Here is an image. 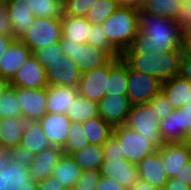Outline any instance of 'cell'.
<instances>
[{
    "label": "cell",
    "instance_id": "obj_1",
    "mask_svg": "<svg viewBox=\"0 0 191 190\" xmlns=\"http://www.w3.org/2000/svg\"><path fill=\"white\" fill-rule=\"evenodd\" d=\"M138 33L123 52L153 51L159 54L182 46V29L176 21L158 17L138 7Z\"/></svg>",
    "mask_w": 191,
    "mask_h": 190
},
{
    "label": "cell",
    "instance_id": "obj_2",
    "mask_svg": "<svg viewBox=\"0 0 191 190\" xmlns=\"http://www.w3.org/2000/svg\"><path fill=\"white\" fill-rule=\"evenodd\" d=\"M182 49L155 54L153 51L122 52L120 58L133 70L161 82L179 76Z\"/></svg>",
    "mask_w": 191,
    "mask_h": 190
},
{
    "label": "cell",
    "instance_id": "obj_3",
    "mask_svg": "<svg viewBox=\"0 0 191 190\" xmlns=\"http://www.w3.org/2000/svg\"><path fill=\"white\" fill-rule=\"evenodd\" d=\"M108 42L121 54L138 33V6L121 4L102 23Z\"/></svg>",
    "mask_w": 191,
    "mask_h": 190
},
{
    "label": "cell",
    "instance_id": "obj_4",
    "mask_svg": "<svg viewBox=\"0 0 191 190\" xmlns=\"http://www.w3.org/2000/svg\"><path fill=\"white\" fill-rule=\"evenodd\" d=\"M60 48L65 57L74 61L80 73L93 71L107 64L112 57L100 48L92 45L77 44L65 37H61Z\"/></svg>",
    "mask_w": 191,
    "mask_h": 190
},
{
    "label": "cell",
    "instance_id": "obj_5",
    "mask_svg": "<svg viewBox=\"0 0 191 190\" xmlns=\"http://www.w3.org/2000/svg\"><path fill=\"white\" fill-rule=\"evenodd\" d=\"M124 125L142 135L156 149L164 144L159 133L160 119L149 103L132 105Z\"/></svg>",
    "mask_w": 191,
    "mask_h": 190
},
{
    "label": "cell",
    "instance_id": "obj_6",
    "mask_svg": "<svg viewBox=\"0 0 191 190\" xmlns=\"http://www.w3.org/2000/svg\"><path fill=\"white\" fill-rule=\"evenodd\" d=\"M61 37V19L34 18L20 41L33 53L40 48L59 43Z\"/></svg>",
    "mask_w": 191,
    "mask_h": 190
},
{
    "label": "cell",
    "instance_id": "obj_7",
    "mask_svg": "<svg viewBox=\"0 0 191 190\" xmlns=\"http://www.w3.org/2000/svg\"><path fill=\"white\" fill-rule=\"evenodd\" d=\"M112 135L118 140L124 159L131 164L137 165L143 158L157 150L142 135L127 128L125 125L114 126Z\"/></svg>",
    "mask_w": 191,
    "mask_h": 190
},
{
    "label": "cell",
    "instance_id": "obj_8",
    "mask_svg": "<svg viewBox=\"0 0 191 190\" xmlns=\"http://www.w3.org/2000/svg\"><path fill=\"white\" fill-rule=\"evenodd\" d=\"M128 88L126 96L132 105L145 104L161 91V81L142 74L127 65Z\"/></svg>",
    "mask_w": 191,
    "mask_h": 190
},
{
    "label": "cell",
    "instance_id": "obj_9",
    "mask_svg": "<svg viewBox=\"0 0 191 190\" xmlns=\"http://www.w3.org/2000/svg\"><path fill=\"white\" fill-rule=\"evenodd\" d=\"M190 127L191 106L185 104L160 120L159 133L164 143L185 142Z\"/></svg>",
    "mask_w": 191,
    "mask_h": 190
},
{
    "label": "cell",
    "instance_id": "obj_10",
    "mask_svg": "<svg viewBox=\"0 0 191 190\" xmlns=\"http://www.w3.org/2000/svg\"><path fill=\"white\" fill-rule=\"evenodd\" d=\"M30 181L27 159L9 154L3 165V173L0 175V190H21L24 184Z\"/></svg>",
    "mask_w": 191,
    "mask_h": 190
},
{
    "label": "cell",
    "instance_id": "obj_11",
    "mask_svg": "<svg viewBox=\"0 0 191 190\" xmlns=\"http://www.w3.org/2000/svg\"><path fill=\"white\" fill-rule=\"evenodd\" d=\"M16 96L20 105L22 119L25 121H39L46 111V88L27 89L16 88Z\"/></svg>",
    "mask_w": 191,
    "mask_h": 190
},
{
    "label": "cell",
    "instance_id": "obj_12",
    "mask_svg": "<svg viewBox=\"0 0 191 190\" xmlns=\"http://www.w3.org/2000/svg\"><path fill=\"white\" fill-rule=\"evenodd\" d=\"M108 76L109 62L93 71L81 73V79L77 86L79 95L98 103L108 90Z\"/></svg>",
    "mask_w": 191,
    "mask_h": 190
},
{
    "label": "cell",
    "instance_id": "obj_13",
    "mask_svg": "<svg viewBox=\"0 0 191 190\" xmlns=\"http://www.w3.org/2000/svg\"><path fill=\"white\" fill-rule=\"evenodd\" d=\"M7 85L14 88H27L30 90L46 88L47 82L44 67L31 55L14 74Z\"/></svg>",
    "mask_w": 191,
    "mask_h": 190
},
{
    "label": "cell",
    "instance_id": "obj_14",
    "mask_svg": "<svg viewBox=\"0 0 191 190\" xmlns=\"http://www.w3.org/2000/svg\"><path fill=\"white\" fill-rule=\"evenodd\" d=\"M44 70L47 86H78L81 79V73L74 61L67 57H64L61 62L48 64Z\"/></svg>",
    "mask_w": 191,
    "mask_h": 190
},
{
    "label": "cell",
    "instance_id": "obj_15",
    "mask_svg": "<svg viewBox=\"0 0 191 190\" xmlns=\"http://www.w3.org/2000/svg\"><path fill=\"white\" fill-rule=\"evenodd\" d=\"M132 104L127 96H104L98 103V115L112 127L124 125Z\"/></svg>",
    "mask_w": 191,
    "mask_h": 190
},
{
    "label": "cell",
    "instance_id": "obj_16",
    "mask_svg": "<svg viewBox=\"0 0 191 190\" xmlns=\"http://www.w3.org/2000/svg\"><path fill=\"white\" fill-rule=\"evenodd\" d=\"M156 151L162 159L168 178H174L182 165L191 159V148L186 142L164 143Z\"/></svg>",
    "mask_w": 191,
    "mask_h": 190
},
{
    "label": "cell",
    "instance_id": "obj_17",
    "mask_svg": "<svg viewBox=\"0 0 191 190\" xmlns=\"http://www.w3.org/2000/svg\"><path fill=\"white\" fill-rule=\"evenodd\" d=\"M50 146L39 122L26 121L19 147L14 154L27 159Z\"/></svg>",
    "mask_w": 191,
    "mask_h": 190
},
{
    "label": "cell",
    "instance_id": "obj_18",
    "mask_svg": "<svg viewBox=\"0 0 191 190\" xmlns=\"http://www.w3.org/2000/svg\"><path fill=\"white\" fill-rule=\"evenodd\" d=\"M62 154V148L50 146L39 154L27 158L28 172L31 180L38 182L51 176V173Z\"/></svg>",
    "mask_w": 191,
    "mask_h": 190
},
{
    "label": "cell",
    "instance_id": "obj_19",
    "mask_svg": "<svg viewBox=\"0 0 191 190\" xmlns=\"http://www.w3.org/2000/svg\"><path fill=\"white\" fill-rule=\"evenodd\" d=\"M100 173L129 190L139 180L136 165L125 159H104Z\"/></svg>",
    "mask_w": 191,
    "mask_h": 190
},
{
    "label": "cell",
    "instance_id": "obj_20",
    "mask_svg": "<svg viewBox=\"0 0 191 190\" xmlns=\"http://www.w3.org/2000/svg\"><path fill=\"white\" fill-rule=\"evenodd\" d=\"M3 3L11 22L13 38L20 40L34 19L29 0H5Z\"/></svg>",
    "mask_w": 191,
    "mask_h": 190
},
{
    "label": "cell",
    "instance_id": "obj_21",
    "mask_svg": "<svg viewBox=\"0 0 191 190\" xmlns=\"http://www.w3.org/2000/svg\"><path fill=\"white\" fill-rule=\"evenodd\" d=\"M31 55L20 40H14L0 58V81L7 84Z\"/></svg>",
    "mask_w": 191,
    "mask_h": 190
},
{
    "label": "cell",
    "instance_id": "obj_22",
    "mask_svg": "<svg viewBox=\"0 0 191 190\" xmlns=\"http://www.w3.org/2000/svg\"><path fill=\"white\" fill-rule=\"evenodd\" d=\"M38 122L49 144L63 148L71 123L68 116L60 113H47Z\"/></svg>",
    "mask_w": 191,
    "mask_h": 190
},
{
    "label": "cell",
    "instance_id": "obj_23",
    "mask_svg": "<svg viewBox=\"0 0 191 190\" xmlns=\"http://www.w3.org/2000/svg\"><path fill=\"white\" fill-rule=\"evenodd\" d=\"M138 179L152 187L162 190L168 176L164 169L162 159L157 151L143 158L137 165Z\"/></svg>",
    "mask_w": 191,
    "mask_h": 190
},
{
    "label": "cell",
    "instance_id": "obj_24",
    "mask_svg": "<svg viewBox=\"0 0 191 190\" xmlns=\"http://www.w3.org/2000/svg\"><path fill=\"white\" fill-rule=\"evenodd\" d=\"M79 95L78 87L47 86L46 87V111L47 113L67 114L72 101Z\"/></svg>",
    "mask_w": 191,
    "mask_h": 190
},
{
    "label": "cell",
    "instance_id": "obj_25",
    "mask_svg": "<svg viewBox=\"0 0 191 190\" xmlns=\"http://www.w3.org/2000/svg\"><path fill=\"white\" fill-rule=\"evenodd\" d=\"M161 92L174 109H180L191 99V83L176 76L161 83Z\"/></svg>",
    "mask_w": 191,
    "mask_h": 190
},
{
    "label": "cell",
    "instance_id": "obj_26",
    "mask_svg": "<svg viewBox=\"0 0 191 190\" xmlns=\"http://www.w3.org/2000/svg\"><path fill=\"white\" fill-rule=\"evenodd\" d=\"M25 123L26 121L22 118L0 119V143L9 154L17 151Z\"/></svg>",
    "mask_w": 191,
    "mask_h": 190
},
{
    "label": "cell",
    "instance_id": "obj_27",
    "mask_svg": "<svg viewBox=\"0 0 191 190\" xmlns=\"http://www.w3.org/2000/svg\"><path fill=\"white\" fill-rule=\"evenodd\" d=\"M79 168L71 155L62 154L54 167L51 176L55 178L65 189H74L76 182L81 177Z\"/></svg>",
    "mask_w": 191,
    "mask_h": 190
},
{
    "label": "cell",
    "instance_id": "obj_28",
    "mask_svg": "<svg viewBox=\"0 0 191 190\" xmlns=\"http://www.w3.org/2000/svg\"><path fill=\"white\" fill-rule=\"evenodd\" d=\"M128 88L127 64L119 57L109 61V76L105 96H126Z\"/></svg>",
    "mask_w": 191,
    "mask_h": 190
},
{
    "label": "cell",
    "instance_id": "obj_29",
    "mask_svg": "<svg viewBox=\"0 0 191 190\" xmlns=\"http://www.w3.org/2000/svg\"><path fill=\"white\" fill-rule=\"evenodd\" d=\"M181 6L178 0H144L139 8L146 13L178 22Z\"/></svg>",
    "mask_w": 191,
    "mask_h": 190
},
{
    "label": "cell",
    "instance_id": "obj_30",
    "mask_svg": "<svg viewBox=\"0 0 191 190\" xmlns=\"http://www.w3.org/2000/svg\"><path fill=\"white\" fill-rule=\"evenodd\" d=\"M62 36L66 39L76 42L77 44L87 43L90 23L85 17H71L63 15Z\"/></svg>",
    "mask_w": 191,
    "mask_h": 190
},
{
    "label": "cell",
    "instance_id": "obj_31",
    "mask_svg": "<svg viewBox=\"0 0 191 190\" xmlns=\"http://www.w3.org/2000/svg\"><path fill=\"white\" fill-rule=\"evenodd\" d=\"M82 172L100 171L103 159L102 145L88 144L82 150L71 154Z\"/></svg>",
    "mask_w": 191,
    "mask_h": 190
},
{
    "label": "cell",
    "instance_id": "obj_32",
    "mask_svg": "<svg viewBox=\"0 0 191 190\" xmlns=\"http://www.w3.org/2000/svg\"><path fill=\"white\" fill-rule=\"evenodd\" d=\"M85 137L89 144L103 145L112 135V126L97 116L82 123Z\"/></svg>",
    "mask_w": 191,
    "mask_h": 190
},
{
    "label": "cell",
    "instance_id": "obj_33",
    "mask_svg": "<svg viewBox=\"0 0 191 190\" xmlns=\"http://www.w3.org/2000/svg\"><path fill=\"white\" fill-rule=\"evenodd\" d=\"M72 122L84 123L98 115L97 103L78 95L66 114Z\"/></svg>",
    "mask_w": 191,
    "mask_h": 190
},
{
    "label": "cell",
    "instance_id": "obj_34",
    "mask_svg": "<svg viewBox=\"0 0 191 190\" xmlns=\"http://www.w3.org/2000/svg\"><path fill=\"white\" fill-rule=\"evenodd\" d=\"M34 18L61 19L64 15L62 0H29Z\"/></svg>",
    "mask_w": 191,
    "mask_h": 190
},
{
    "label": "cell",
    "instance_id": "obj_35",
    "mask_svg": "<svg viewBox=\"0 0 191 190\" xmlns=\"http://www.w3.org/2000/svg\"><path fill=\"white\" fill-rule=\"evenodd\" d=\"M121 0H98L85 16L90 25H99L106 21L118 7Z\"/></svg>",
    "mask_w": 191,
    "mask_h": 190
},
{
    "label": "cell",
    "instance_id": "obj_36",
    "mask_svg": "<svg viewBox=\"0 0 191 190\" xmlns=\"http://www.w3.org/2000/svg\"><path fill=\"white\" fill-rule=\"evenodd\" d=\"M22 118L19 102L16 96V88L7 84L0 92V119Z\"/></svg>",
    "mask_w": 191,
    "mask_h": 190
},
{
    "label": "cell",
    "instance_id": "obj_37",
    "mask_svg": "<svg viewBox=\"0 0 191 190\" xmlns=\"http://www.w3.org/2000/svg\"><path fill=\"white\" fill-rule=\"evenodd\" d=\"M89 143L85 137L82 123L72 122L69 126L67 139L62 151L64 154L71 155L74 152L82 150Z\"/></svg>",
    "mask_w": 191,
    "mask_h": 190
},
{
    "label": "cell",
    "instance_id": "obj_38",
    "mask_svg": "<svg viewBox=\"0 0 191 190\" xmlns=\"http://www.w3.org/2000/svg\"><path fill=\"white\" fill-rule=\"evenodd\" d=\"M88 35V45L104 50L112 58L120 57V53L108 42L107 36L104 34L102 24L90 25Z\"/></svg>",
    "mask_w": 191,
    "mask_h": 190
},
{
    "label": "cell",
    "instance_id": "obj_39",
    "mask_svg": "<svg viewBox=\"0 0 191 190\" xmlns=\"http://www.w3.org/2000/svg\"><path fill=\"white\" fill-rule=\"evenodd\" d=\"M32 55L42 67H46L50 63L61 62L65 57L60 48V42L40 48L34 51Z\"/></svg>",
    "mask_w": 191,
    "mask_h": 190
},
{
    "label": "cell",
    "instance_id": "obj_40",
    "mask_svg": "<svg viewBox=\"0 0 191 190\" xmlns=\"http://www.w3.org/2000/svg\"><path fill=\"white\" fill-rule=\"evenodd\" d=\"M98 0H65L63 2L64 15L71 17H85L87 12Z\"/></svg>",
    "mask_w": 191,
    "mask_h": 190
},
{
    "label": "cell",
    "instance_id": "obj_41",
    "mask_svg": "<svg viewBox=\"0 0 191 190\" xmlns=\"http://www.w3.org/2000/svg\"><path fill=\"white\" fill-rule=\"evenodd\" d=\"M148 103L157 113L160 120L166 118L168 114H171L174 111V108L170 105L161 91L154 95Z\"/></svg>",
    "mask_w": 191,
    "mask_h": 190
},
{
    "label": "cell",
    "instance_id": "obj_42",
    "mask_svg": "<svg viewBox=\"0 0 191 190\" xmlns=\"http://www.w3.org/2000/svg\"><path fill=\"white\" fill-rule=\"evenodd\" d=\"M101 177L100 171H85L76 182L74 190H95V187Z\"/></svg>",
    "mask_w": 191,
    "mask_h": 190
},
{
    "label": "cell",
    "instance_id": "obj_43",
    "mask_svg": "<svg viewBox=\"0 0 191 190\" xmlns=\"http://www.w3.org/2000/svg\"><path fill=\"white\" fill-rule=\"evenodd\" d=\"M103 159H124L118 140L111 135L102 145Z\"/></svg>",
    "mask_w": 191,
    "mask_h": 190
},
{
    "label": "cell",
    "instance_id": "obj_44",
    "mask_svg": "<svg viewBox=\"0 0 191 190\" xmlns=\"http://www.w3.org/2000/svg\"><path fill=\"white\" fill-rule=\"evenodd\" d=\"M0 35L13 37L11 22L6 14L3 2H0Z\"/></svg>",
    "mask_w": 191,
    "mask_h": 190
},
{
    "label": "cell",
    "instance_id": "obj_45",
    "mask_svg": "<svg viewBox=\"0 0 191 190\" xmlns=\"http://www.w3.org/2000/svg\"><path fill=\"white\" fill-rule=\"evenodd\" d=\"M181 16L177 24L181 29L185 27H191V0L182 4L181 6Z\"/></svg>",
    "mask_w": 191,
    "mask_h": 190
},
{
    "label": "cell",
    "instance_id": "obj_46",
    "mask_svg": "<svg viewBox=\"0 0 191 190\" xmlns=\"http://www.w3.org/2000/svg\"><path fill=\"white\" fill-rule=\"evenodd\" d=\"M179 76L191 83V56L182 53Z\"/></svg>",
    "mask_w": 191,
    "mask_h": 190
},
{
    "label": "cell",
    "instance_id": "obj_47",
    "mask_svg": "<svg viewBox=\"0 0 191 190\" xmlns=\"http://www.w3.org/2000/svg\"><path fill=\"white\" fill-rule=\"evenodd\" d=\"M95 190H129L110 178L100 177Z\"/></svg>",
    "mask_w": 191,
    "mask_h": 190
},
{
    "label": "cell",
    "instance_id": "obj_48",
    "mask_svg": "<svg viewBox=\"0 0 191 190\" xmlns=\"http://www.w3.org/2000/svg\"><path fill=\"white\" fill-rule=\"evenodd\" d=\"M38 190H66L55 178L48 176L37 182Z\"/></svg>",
    "mask_w": 191,
    "mask_h": 190
},
{
    "label": "cell",
    "instance_id": "obj_49",
    "mask_svg": "<svg viewBox=\"0 0 191 190\" xmlns=\"http://www.w3.org/2000/svg\"><path fill=\"white\" fill-rule=\"evenodd\" d=\"M174 178L191 188V159L185 165H182V168Z\"/></svg>",
    "mask_w": 191,
    "mask_h": 190
},
{
    "label": "cell",
    "instance_id": "obj_50",
    "mask_svg": "<svg viewBox=\"0 0 191 190\" xmlns=\"http://www.w3.org/2000/svg\"><path fill=\"white\" fill-rule=\"evenodd\" d=\"M182 53L191 56V27H185L182 29Z\"/></svg>",
    "mask_w": 191,
    "mask_h": 190
},
{
    "label": "cell",
    "instance_id": "obj_51",
    "mask_svg": "<svg viewBox=\"0 0 191 190\" xmlns=\"http://www.w3.org/2000/svg\"><path fill=\"white\" fill-rule=\"evenodd\" d=\"M162 190H191V188L180 180L169 178Z\"/></svg>",
    "mask_w": 191,
    "mask_h": 190
},
{
    "label": "cell",
    "instance_id": "obj_52",
    "mask_svg": "<svg viewBox=\"0 0 191 190\" xmlns=\"http://www.w3.org/2000/svg\"><path fill=\"white\" fill-rule=\"evenodd\" d=\"M15 39L13 37L0 35V58L3 57L7 48L12 44Z\"/></svg>",
    "mask_w": 191,
    "mask_h": 190
},
{
    "label": "cell",
    "instance_id": "obj_53",
    "mask_svg": "<svg viewBox=\"0 0 191 190\" xmlns=\"http://www.w3.org/2000/svg\"><path fill=\"white\" fill-rule=\"evenodd\" d=\"M130 190H158V189L152 187L146 182L138 180L137 183H135Z\"/></svg>",
    "mask_w": 191,
    "mask_h": 190
},
{
    "label": "cell",
    "instance_id": "obj_54",
    "mask_svg": "<svg viewBox=\"0 0 191 190\" xmlns=\"http://www.w3.org/2000/svg\"><path fill=\"white\" fill-rule=\"evenodd\" d=\"M8 155L9 153L3 148L2 144L0 143V166L4 165Z\"/></svg>",
    "mask_w": 191,
    "mask_h": 190
},
{
    "label": "cell",
    "instance_id": "obj_55",
    "mask_svg": "<svg viewBox=\"0 0 191 190\" xmlns=\"http://www.w3.org/2000/svg\"><path fill=\"white\" fill-rule=\"evenodd\" d=\"M21 190H38L37 182L31 180L29 183L24 184Z\"/></svg>",
    "mask_w": 191,
    "mask_h": 190
},
{
    "label": "cell",
    "instance_id": "obj_56",
    "mask_svg": "<svg viewBox=\"0 0 191 190\" xmlns=\"http://www.w3.org/2000/svg\"><path fill=\"white\" fill-rule=\"evenodd\" d=\"M143 1L144 0H121L122 4L135 5L138 7Z\"/></svg>",
    "mask_w": 191,
    "mask_h": 190
},
{
    "label": "cell",
    "instance_id": "obj_57",
    "mask_svg": "<svg viewBox=\"0 0 191 190\" xmlns=\"http://www.w3.org/2000/svg\"><path fill=\"white\" fill-rule=\"evenodd\" d=\"M185 142L189 143V144L191 143V127L189 129V132H188L186 138H185Z\"/></svg>",
    "mask_w": 191,
    "mask_h": 190
},
{
    "label": "cell",
    "instance_id": "obj_58",
    "mask_svg": "<svg viewBox=\"0 0 191 190\" xmlns=\"http://www.w3.org/2000/svg\"><path fill=\"white\" fill-rule=\"evenodd\" d=\"M5 85H6V83L0 81V92H1L2 88H3Z\"/></svg>",
    "mask_w": 191,
    "mask_h": 190
},
{
    "label": "cell",
    "instance_id": "obj_59",
    "mask_svg": "<svg viewBox=\"0 0 191 190\" xmlns=\"http://www.w3.org/2000/svg\"><path fill=\"white\" fill-rule=\"evenodd\" d=\"M181 4H184L186 2H189L190 0H178Z\"/></svg>",
    "mask_w": 191,
    "mask_h": 190
},
{
    "label": "cell",
    "instance_id": "obj_60",
    "mask_svg": "<svg viewBox=\"0 0 191 190\" xmlns=\"http://www.w3.org/2000/svg\"><path fill=\"white\" fill-rule=\"evenodd\" d=\"M3 173V165L0 166V175Z\"/></svg>",
    "mask_w": 191,
    "mask_h": 190
},
{
    "label": "cell",
    "instance_id": "obj_61",
    "mask_svg": "<svg viewBox=\"0 0 191 190\" xmlns=\"http://www.w3.org/2000/svg\"><path fill=\"white\" fill-rule=\"evenodd\" d=\"M186 104H189V106H191V99H190V101L189 100L186 101Z\"/></svg>",
    "mask_w": 191,
    "mask_h": 190
}]
</instances>
